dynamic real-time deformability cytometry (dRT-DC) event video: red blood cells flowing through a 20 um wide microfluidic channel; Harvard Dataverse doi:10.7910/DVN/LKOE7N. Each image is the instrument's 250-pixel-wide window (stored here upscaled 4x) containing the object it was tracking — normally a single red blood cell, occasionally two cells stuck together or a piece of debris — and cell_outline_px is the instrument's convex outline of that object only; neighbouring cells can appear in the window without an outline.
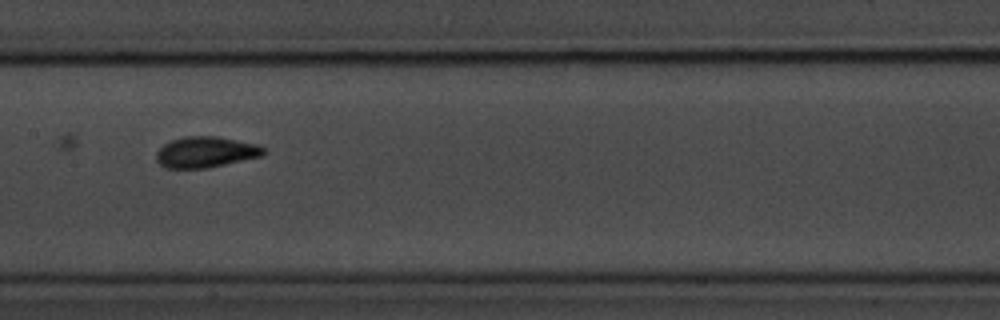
{"species": "common noctule bat (a hibernating species)", "species_latin": "Nyctalus noctula", "temperature_condition": "room temperature", "stored_images_in_passage": 11, "camera_frame_rate_fps": 3000, "um_per_image_px": 0.085, "animal": {"sex": "male", "body_mass_g": 20.1, "forearm_length_mm": 53.5}, "frame": {"image": 1, "passage_image": 10, "time_ms": 11.0, "image_size_px": [1000, 320], "cell_outline_px": [[264, 156], [208, 168], [164, 168], [156, 160], [156, 152], [164, 144], [172, 140], [184, 136], [216, 136], [256, 144], [264, 148]], "centroid_in_image_um": [17.48, 12.93], "position_along_channel_um": 189.9, "area_um2": 19.36}}